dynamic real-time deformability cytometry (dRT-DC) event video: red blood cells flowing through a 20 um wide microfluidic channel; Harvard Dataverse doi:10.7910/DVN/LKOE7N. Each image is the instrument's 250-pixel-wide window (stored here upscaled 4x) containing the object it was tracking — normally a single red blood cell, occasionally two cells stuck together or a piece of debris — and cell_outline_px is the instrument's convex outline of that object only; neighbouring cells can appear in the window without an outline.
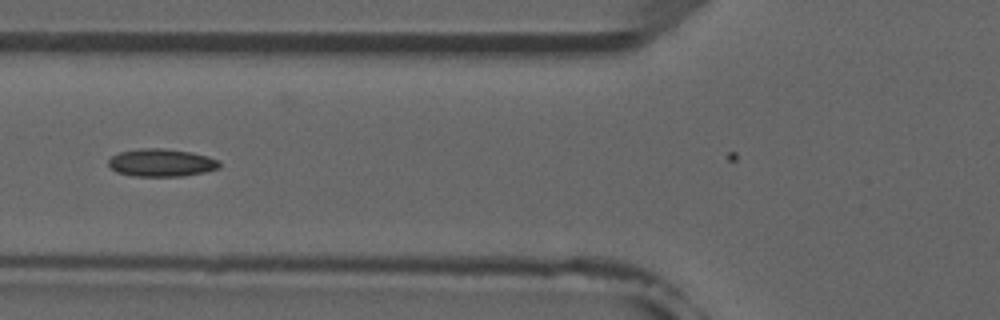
{"species": "common noctule bat (a hibernating species)", "species_latin": "Nyctalus noctula", "temperature_condition": "room temperature", "stored_images_in_passage": 7, "camera_frame_rate_fps": 3000, "um_per_image_px": 0.085, "animal": {"sex": "male", "forearm_length_mm": 52.5}, "frame": {"image": 1, "passage_image": 6, "time_ms": 5.667, "image_size_px": [1000, 320], "cell_outline_px": [[220, 168], [204, 172], [184, 176], [132, 176], [116, 172], [108, 164], [108, 160], [112, 156], [120, 152], [140, 148], [164, 148], [192, 152], [208, 156], [220, 160]], "centroid_in_image_um": [13.74, 13.83], "position_along_channel_um": 112.1, "area_um2": 18.09}}